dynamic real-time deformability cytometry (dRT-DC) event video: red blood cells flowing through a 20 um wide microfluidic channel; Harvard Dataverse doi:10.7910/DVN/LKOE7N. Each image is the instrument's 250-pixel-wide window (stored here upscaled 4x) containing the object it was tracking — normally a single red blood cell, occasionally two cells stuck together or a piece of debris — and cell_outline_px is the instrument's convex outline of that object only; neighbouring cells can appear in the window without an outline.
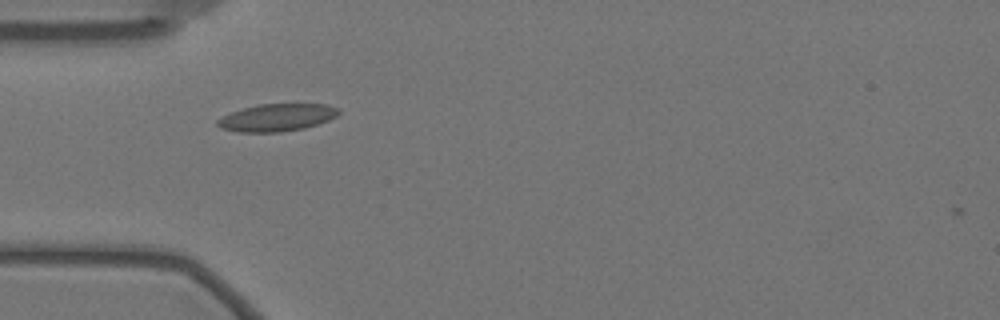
{"species": "Egyptian fruit bat (a non-hibernating species)", "species_latin": "Rousettus aegyptiacus", "temperature_condition": "warm", "stored_images_in_passage": 42, "camera_frame_rate_fps": 3000, "um_per_image_px": 0.085, "animal": {"sex": "female"}, "frame": {"image": 1, "passage_image": 1, "time_ms": 0.0, "image_size_px": [1000, 320], "cell_outline_px": [[340, 112], [336, 116], [328, 120], [304, 128], [280, 132], [236, 132], [220, 128], [216, 124], [216, 120], [232, 112], [244, 108], [260, 104], [328, 104], [340, 108]], "centroid_in_image_um": [23.54, 9.99], "position_along_channel_um": 61.5, "area_um2": 19.31}}
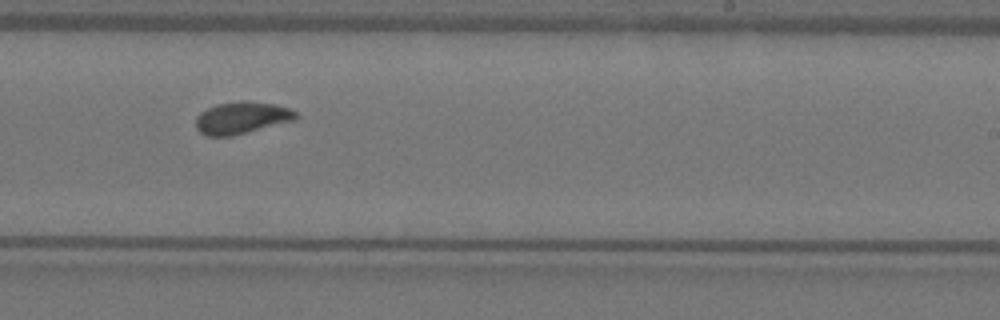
{"frame": {"image": 2, "passage_image": 19, "time_ms": 6.0, "image_size_px": [1000, 320], "cell_outline_px": [[300, 116], [296, 120], [232, 136], [208, 136], [200, 132], [196, 128], [196, 116], [200, 112], [216, 104], [240, 100], [276, 104], [288, 108], [296, 112]], "centroid_in_image_um": [20.56, 10.01], "position_along_channel_um": 268.4, "area_um2": 18.84}}
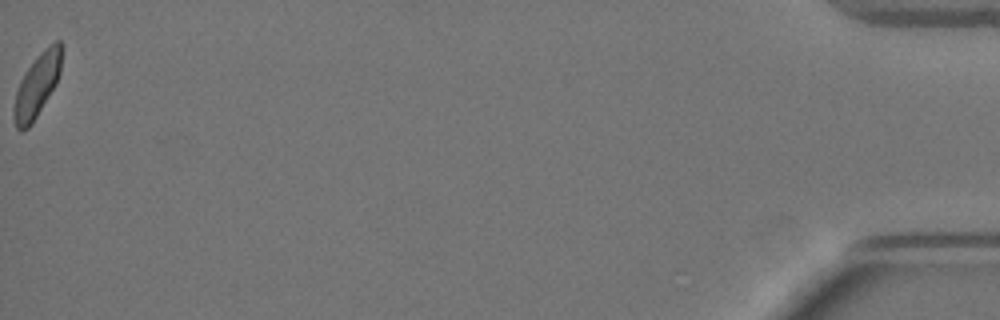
{"frame": {"image": 3, "passage_image": 42, "time_ms": 13.667, "image_size_px": [1000, 320], "cell_outline_px": [[60, 72], [56, 84], [32, 124], [24, 132], [20, 132], [16, 128], [12, 116], [12, 112], [16, 92], [20, 80], [24, 72], [36, 56], [48, 44], [56, 40], [60, 40]], "centroid_in_image_um": [3.1, 7.3], "position_along_channel_um": 432.1, "area_um2": 17.69}, "authors_computed_cell_mechanics": {"area_um2": 17.9469, "velocity_mm_per_s": 3.4693, "shape_relaxation_time_tau1_ms": null, "shape_relaxation_time_tau2_ms": 1.2939, "deformation_change_tau1": null, "deformation_change_tau2": 0.0676}}